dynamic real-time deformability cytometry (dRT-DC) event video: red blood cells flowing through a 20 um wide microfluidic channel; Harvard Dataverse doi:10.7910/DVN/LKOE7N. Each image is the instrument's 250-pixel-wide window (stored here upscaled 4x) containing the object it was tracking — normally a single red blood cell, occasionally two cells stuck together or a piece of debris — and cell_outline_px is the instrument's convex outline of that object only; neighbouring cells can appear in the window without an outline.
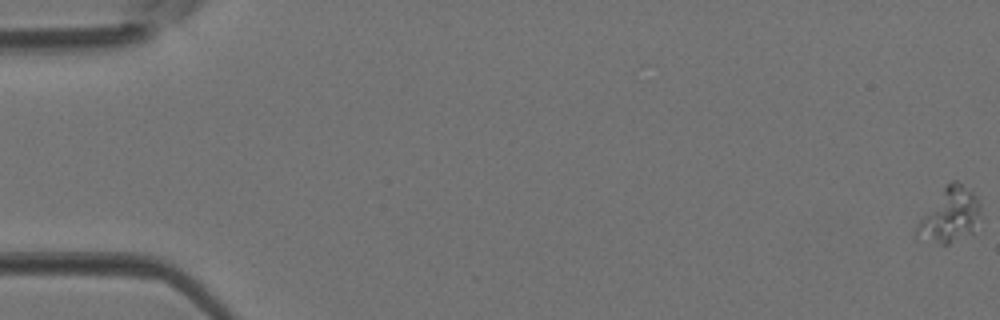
{"species": "Egyptian fruit bat (a non-hibernating species)", "species_latin": "Rousettus aegyptiacus", "temperature_condition": "room temperature", "stored_images_in_passage": 14, "camera_frame_rate_fps": 3000, "um_per_image_px": 0.085, "animal": {"sex": "female"}, "frame": {"image": 1, "passage_image": 1, "time_ms": 0.0, "image_size_px": [1000, 320], "cell_outline_px": [[980, 216], [972, 232], [948, 244], [940, 244], [916, 232], [916, 228], [920, 220], [944, 188], [952, 180], [956, 180], [972, 192], [976, 196], [980, 204]], "centroid_in_image_um": [80.81, 18.26], "position_along_channel_um": 4.2, "area_um2": 19.02}}